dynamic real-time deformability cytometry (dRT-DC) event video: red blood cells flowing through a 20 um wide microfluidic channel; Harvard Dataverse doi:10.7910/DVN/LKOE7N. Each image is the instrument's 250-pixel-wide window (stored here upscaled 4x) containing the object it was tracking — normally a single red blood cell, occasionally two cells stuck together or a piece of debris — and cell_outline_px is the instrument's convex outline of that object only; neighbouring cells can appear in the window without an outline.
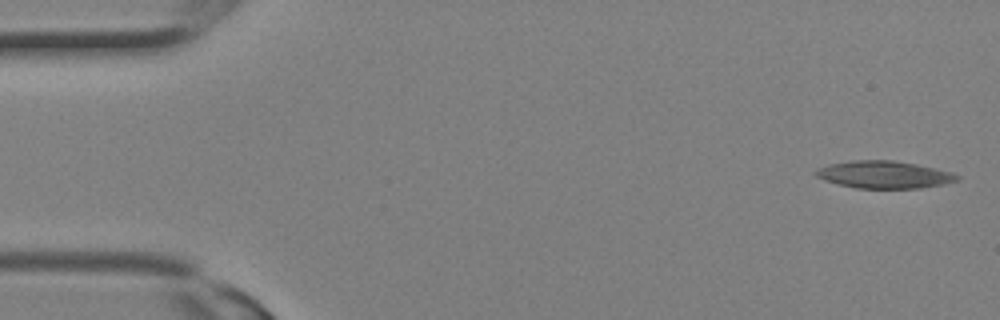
{"species": "Egyptian fruit bat (a non-hibernating species)", "species_latin": "Rousettus aegyptiacus", "temperature_condition": "room temperature", "stored_images_in_passage": 16, "camera_frame_rate_fps": 3000, "um_per_image_px": 0.085, "animal": {"sex": "female"}, "frame": {"image": 1, "passage_image": 1, "time_ms": 0.0, "image_size_px": [1000, 320], "cell_outline_px": [[960, 180], [944, 184], [920, 188], [856, 188], [824, 180], [816, 176], [812, 172], [816, 168], [828, 164], [852, 160], [892, 160], [916, 164], [952, 172], [960, 176]], "centroid_in_image_um": [75.13, 14.84], "position_along_channel_um": 9.9, "area_um2": 22.6}}
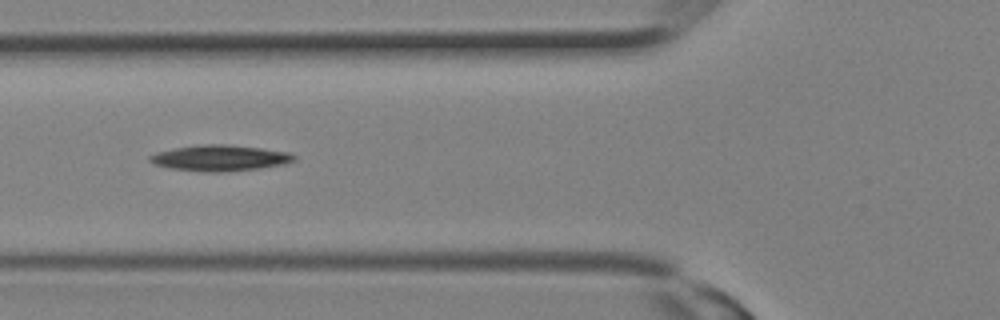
{"frame": {"image": 2, "passage_image": 11, "time_ms": 3.333, "image_size_px": [1000, 320], "cell_outline_px": [[296, 160], [284, 164], [260, 168], [220, 172], [204, 172], [168, 168], [152, 164], [148, 160], [148, 156], [156, 152], [176, 148], [204, 144], [228, 144], [260, 148], [288, 152], [296, 156]], "centroid_in_image_um": [18.66, 13.43], "position_along_channel_um": 107.1, "area_um2": 21.85}}
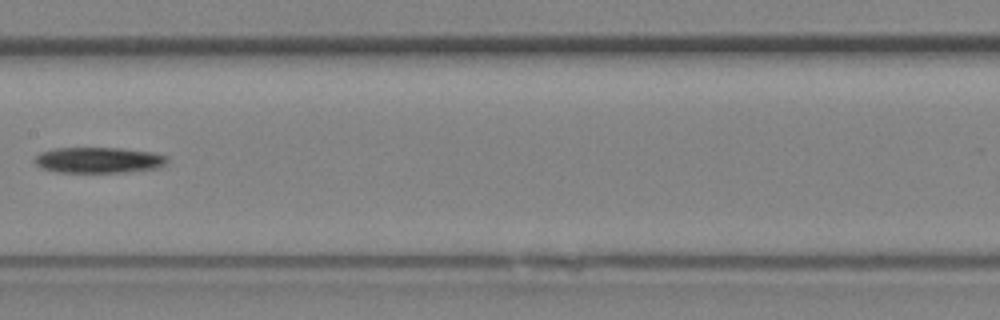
{"frame": {"image": 3, "passage_image": 15, "time_ms": 4.667, "image_size_px": [1000, 320], "cell_outline_px": [[168, 160], [164, 164], [156, 168], [120, 172], [56, 172], [40, 168], [32, 160], [40, 152], [52, 148], [124, 148], [152, 152], [168, 156]], "centroid_in_image_um": [8.33, 13.6], "position_along_channel_um": 199.1, "area_um2": 20.0}}